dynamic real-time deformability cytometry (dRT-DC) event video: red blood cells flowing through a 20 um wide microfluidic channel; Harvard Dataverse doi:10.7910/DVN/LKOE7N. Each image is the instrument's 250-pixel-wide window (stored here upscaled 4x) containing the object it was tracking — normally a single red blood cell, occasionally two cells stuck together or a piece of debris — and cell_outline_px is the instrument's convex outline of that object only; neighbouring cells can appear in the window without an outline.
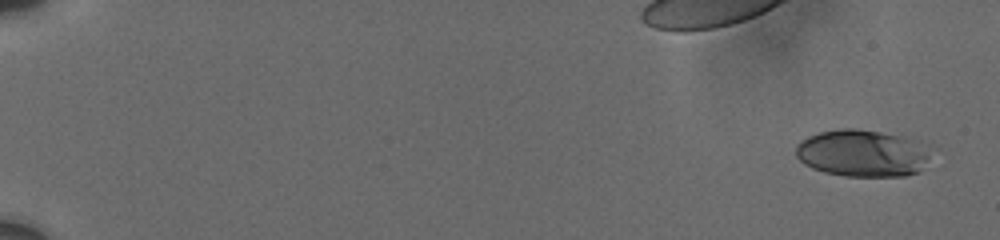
{"species": "human", "species_latin": "Homo sapiens", "temperature_condition": "cold", "stored_images_in_passage": 11, "camera_frame_rate_fps": 3000, "um_per_image_px": 0.085, "donor": {"sex": "male"}, "frame": {"image": 1, "passage_image": 1, "time_ms": 0.0, "image_size_px": [1000, 240], "cell_outline_px": [[928, 156], [920, 172], [904, 176], [844, 176], [824, 172], [812, 168], [804, 164], [796, 156], [796, 144], [800, 140], [808, 136], [820, 132], [840, 128], [856, 128], [880, 132], [900, 136], [912, 140]], "centroid_in_image_um": [73.17, 13.03], "position_along_channel_um": 11.8, "area_um2": 36.36}}
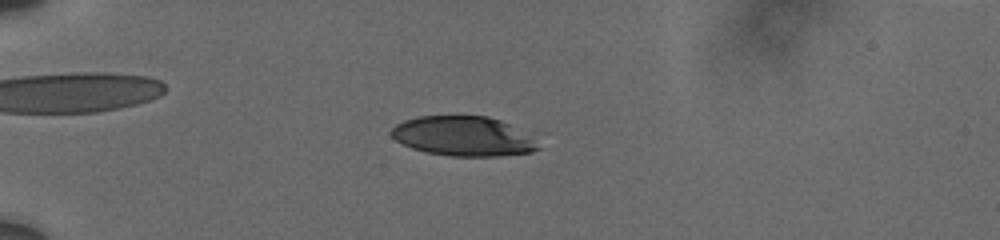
{"frame": {"image": 2, "passage_image": 7, "time_ms": 5.0, "image_size_px": [1000, 240], "cell_outline_px": [[540, 148], [532, 152], [500, 156], [448, 156], [428, 152], [412, 148], [396, 140], [388, 132], [396, 124], [404, 120], [420, 116], [488, 116], [500, 120], [508, 124], [532, 140]], "centroid_in_image_um": [39.3, 11.58], "position_along_channel_um": 45.7, "area_um2": 33.41}}
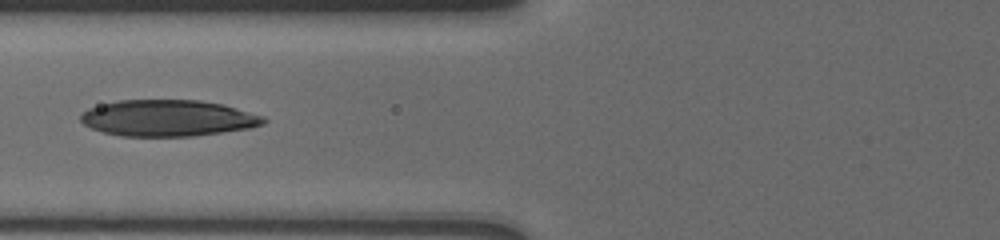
{"frame": {"image": 3, "passage_image": 10, "time_ms": 8.0, "image_size_px": [1000, 240], "cell_outline_px": [[268, 120], [264, 124], [252, 128], [196, 136], [120, 136], [104, 132], [92, 128], [84, 124], [80, 120], [80, 116], [88, 108], [120, 100], [200, 100], [224, 104], [264, 116]], "centroid_in_image_um": [14.33, 10.04], "position_along_channel_um": 111.5, "area_um2": 38.9}}